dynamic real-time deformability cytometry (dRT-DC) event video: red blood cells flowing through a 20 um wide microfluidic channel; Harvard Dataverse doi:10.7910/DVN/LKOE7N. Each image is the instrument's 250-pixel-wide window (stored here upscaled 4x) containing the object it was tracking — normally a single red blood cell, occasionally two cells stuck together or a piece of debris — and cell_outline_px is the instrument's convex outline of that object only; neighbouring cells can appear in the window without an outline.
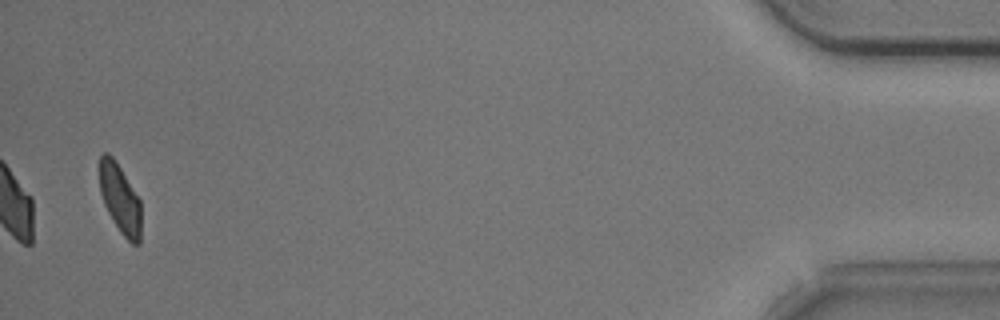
{"species": "common noctule bat (a hibernating species)", "species_latin": "Nyctalus noctula", "temperature_condition": "cold", "stored_images_in_passage": 40, "camera_frame_rate_fps": 3000, "um_per_image_px": 0.085, "animal": {"sex": "male", "body_mass_g": 20.5, "forearm_length_mm": 52.5}, "frame": {"image": 1, "passage_image": 40, "time_ms": 13.0, "image_size_px": [1000, 320], "cell_outline_px": [[140, 244], [132, 244], [120, 232], [112, 220], [104, 204], [100, 192], [100, 156], [104, 152], [108, 152], [112, 156], [120, 168], [140, 200]], "centroid_in_image_um": [10.19, 16.91], "position_along_channel_um": 425.0, "area_um2": 16.53}, "authors_computed_cell_mechanics": {"area_um2": 19.5653, "velocity_mm_per_s": 3.6788, "shape_relaxation_time_tau1_ms": 2.7139, "shape_relaxation_time_tau2_ms": 3.9895, "deformation_change_tau1": 0.0959, "deformation_change_tau2": 0.0653}}